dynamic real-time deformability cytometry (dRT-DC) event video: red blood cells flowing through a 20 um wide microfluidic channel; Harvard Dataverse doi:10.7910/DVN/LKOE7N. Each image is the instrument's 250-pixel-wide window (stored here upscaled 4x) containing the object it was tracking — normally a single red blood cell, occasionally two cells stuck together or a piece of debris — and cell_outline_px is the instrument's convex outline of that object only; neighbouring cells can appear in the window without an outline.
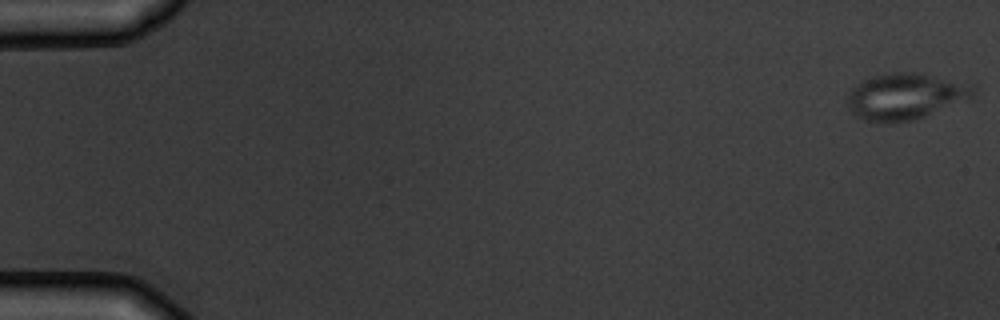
{"species": "common noctule bat (a hibernating species)", "species_latin": "Nyctalus noctula", "temperature_condition": "warm", "stored_images_in_passage": 5, "camera_frame_rate_fps": 3000, "um_per_image_px": 0.085, "animal": {"sex": "male", "body_mass_g": 19.5, "forearm_length_mm": 54.6}, "frame": {"image": 1, "passage_image": 1, "time_ms": 0.0, "image_size_px": [1000, 320], "cell_outline_px": [[976, 92], [972, 96], [924, 116], [912, 120], [868, 120], [856, 116], [852, 112], [848, 104], [848, 96], [852, 88], [856, 84], [864, 80], [876, 76], [892, 72], [920, 72], [976, 84]], "centroid_in_image_um": [77.01, 8.13], "position_along_channel_um": 8.0, "area_um2": 33.18}}